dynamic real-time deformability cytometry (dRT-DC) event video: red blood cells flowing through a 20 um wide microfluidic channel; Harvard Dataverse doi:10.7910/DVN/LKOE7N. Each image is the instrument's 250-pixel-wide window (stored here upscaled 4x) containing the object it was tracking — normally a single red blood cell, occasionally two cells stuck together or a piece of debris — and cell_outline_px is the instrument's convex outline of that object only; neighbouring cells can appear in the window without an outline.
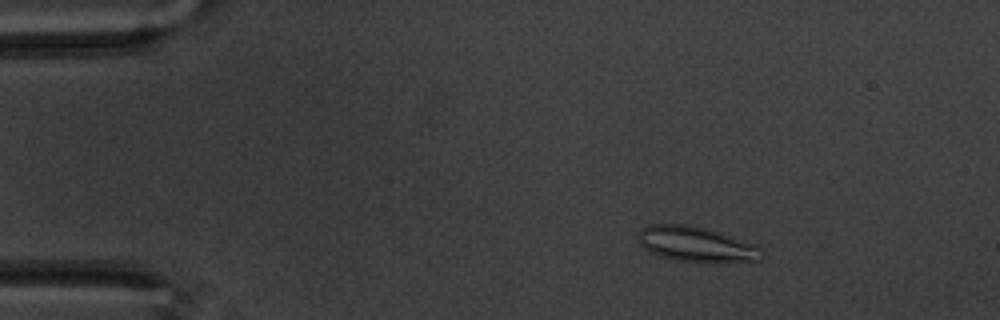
{"species": "common noctule bat (a hibernating species)", "species_latin": "Nyctalus noctula", "temperature_condition": "warm", "stored_images_in_passage": 53, "camera_frame_rate_fps": 3000, "um_per_image_px": 0.085, "animal": {"sex": "male", "body_mass_g": 20.1, "forearm_length_mm": 53.5}, "frame": {"image": 1, "passage_image": 3, "time_ms": 0.667, "image_size_px": [1000, 320], "cell_outline_px": [[764, 256], [760, 260], [676, 260], [660, 256], [644, 248], [640, 244], [636, 232], [640, 228], [648, 224], [688, 224], [704, 228], [756, 244], [764, 252]], "centroid_in_image_um": [59.11, 20.71], "position_along_channel_um": 25.9, "area_um2": 24.62}}
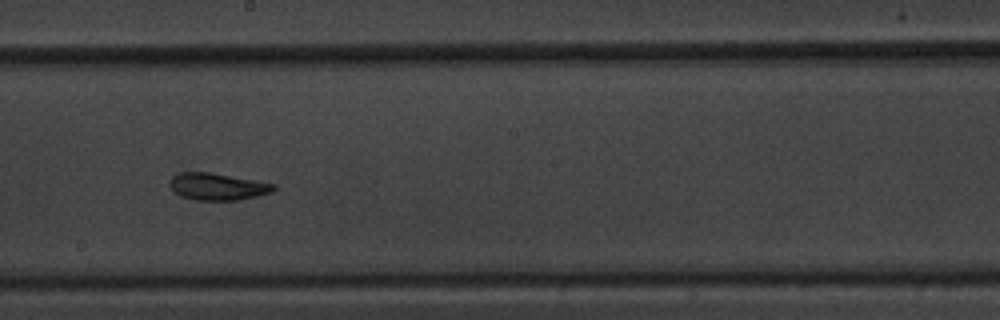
{"frame": {"image": 2, "passage_image": 27, "time_ms": 8.667, "image_size_px": [1000, 320], "cell_outline_px": [[276, 188], [272, 192], [256, 196], [236, 200], [196, 200], [180, 196], [172, 188], [172, 176], [180, 172], [212, 172], [276, 184]], "centroid_in_image_um": [18.52, 15.85], "position_along_channel_um": 229.7, "area_um2": 16.18}}
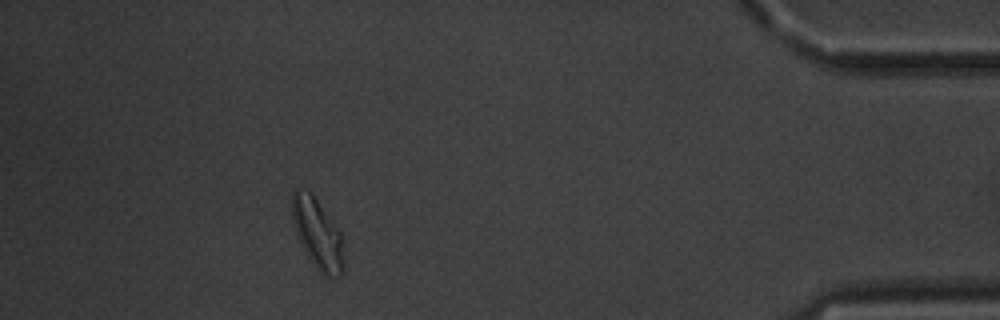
{"frame": {"image": 3, "passage_image": 47, "time_ms": 15.333, "image_size_px": [1000, 320], "cell_outline_px": [[344, 272], [340, 276], [324, 276], [316, 268], [300, 240], [296, 232], [292, 220], [292, 188], [300, 188], [308, 192], [316, 200], [340, 232], [344, 264]], "centroid_in_image_um": [26.98, 19.88], "position_along_channel_um": 408.2, "area_um2": 20.46}, "authors_computed_cell_mechanics": {"area_um2": 17.1666, "velocity_mm_per_s": 3.432, "shape_relaxation_time_tau1_ms": 6.8817, "shape_relaxation_time_tau2_ms": 2.8036, "deformation_change_tau1": 0.1689, "deformation_change_tau2": 0.0901}}